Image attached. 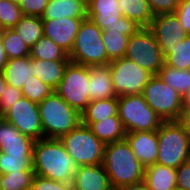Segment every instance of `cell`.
<instances>
[{"mask_svg": "<svg viewBox=\"0 0 190 190\" xmlns=\"http://www.w3.org/2000/svg\"><path fill=\"white\" fill-rule=\"evenodd\" d=\"M32 159L35 175L72 184L77 166L60 139L35 141Z\"/></svg>", "mask_w": 190, "mask_h": 190, "instance_id": "obj_1", "label": "cell"}, {"mask_svg": "<svg viewBox=\"0 0 190 190\" xmlns=\"http://www.w3.org/2000/svg\"><path fill=\"white\" fill-rule=\"evenodd\" d=\"M102 164L115 190L144 181L146 167L134 156L126 139L105 144Z\"/></svg>", "mask_w": 190, "mask_h": 190, "instance_id": "obj_2", "label": "cell"}, {"mask_svg": "<svg viewBox=\"0 0 190 190\" xmlns=\"http://www.w3.org/2000/svg\"><path fill=\"white\" fill-rule=\"evenodd\" d=\"M38 108L44 138L60 139L82 122L81 114L56 92L39 103Z\"/></svg>", "mask_w": 190, "mask_h": 190, "instance_id": "obj_3", "label": "cell"}, {"mask_svg": "<svg viewBox=\"0 0 190 190\" xmlns=\"http://www.w3.org/2000/svg\"><path fill=\"white\" fill-rule=\"evenodd\" d=\"M157 133V164L177 169L190 159V139L179 121H163Z\"/></svg>", "mask_w": 190, "mask_h": 190, "instance_id": "obj_4", "label": "cell"}, {"mask_svg": "<svg viewBox=\"0 0 190 190\" xmlns=\"http://www.w3.org/2000/svg\"><path fill=\"white\" fill-rule=\"evenodd\" d=\"M102 29L91 19L85 18L80 24L69 59L71 62L92 66L108 64Z\"/></svg>", "mask_w": 190, "mask_h": 190, "instance_id": "obj_5", "label": "cell"}, {"mask_svg": "<svg viewBox=\"0 0 190 190\" xmlns=\"http://www.w3.org/2000/svg\"><path fill=\"white\" fill-rule=\"evenodd\" d=\"M60 141L77 167L103 163L105 144L82 122Z\"/></svg>", "mask_w": 190, "mask_h": 190, "instance_id": "obj_6", "label": "cell"}, {"mask_svg": "<svg viewBox=\"0 0 190 190\" xmlns=\"http://www.w3.org/2000/svg\"><path fill=\"white\" fill-rule=\"evenodd\" d=\"M118 116L126 133L156 131L163 122L148 106L142 94L118 96Z\"/></svg>", "mask_w": 190, "mask_h": 190, "instance_id": "obj_7", "label": "cell"}, {"mask_svg": "<svg viewBox=\"0 0 190 190\" xmlns=\"http://www.w3.org/2000/svg\"><path fill=\"white\" fill-rule=\"evenodd\" d=\"M142 95L148 106L162 121H179L183 112L182 96L167 85L159 75L150 78Z\"/></svg>", "mask_w": 190, "mask_h": 190, "instance_id": "obj_8", "label": "cell"}, {"mask_svg": "<svg viewBox=\"0 0 190 190\" xmlns=\"http://www.w3.org/2000/svg\"><path fill=\"white\" fill-rule=\"evenodd\" d=\"M125 58L135 62L153 75H158L164 65L162 51L149 27L140 28L129 37Z\"/></svg>", "mask_w": 190, "mask_h": 190, "instance_id": "obj_9", "label": "cell"}, {"mask_svg": "<svg viewBox=\"0 0 190 190\" xmlns=\"http://www.w3.org/2000/svg\"><path fill=\"white\" fill-rule=\"evenodd\" d=\"M89 66L70 62L56 92L66 103L82 114L90 103Z\"/></svg>", "mask_w": 190, "mask_h": 190, "instance_id": "obj_10", "label": "cell"}, {"mask_svg": "<svg viewBox=\"0 0 190 190\" xmlns=\"http://www.w3.org/2000/svg\"><path fill=\"white\" fill-rule=\"evenodd\" d=\"M108 65L112 76L113 90L117 97L142 94L153 76L148 70L125 57L110 61Z\"/></svg>", "mask_w": 190, "mask_h": 190, "instance_id": "obj_11", "label": "cell"}, {"mask_svg": "<svg viewBox=\"0 0 190 190\" xmlns=\"http://www.w3.org/2000/svg\"><path fill=\"white\" fill-rule=\"evenodd\" d=\"M2 118L35 141L44 138L38 104L25 97L13 104Z\"/></svg>", "mask_w": 190, "mask_h": 190, "instance_id": "obj_12", "label": "cell"}, {"mask_svg": "<svg viewBox=\"0 0 190 190\" xmlns=\"http://www.w3.org/2000/svg\"><path fill=\"white\" fill-rule=\"evenodd\" d=\"M149 28L154 33L164 58L188 36L176 13L155 15Z\"/></svg>", "mask_w": 190, "mask_h": 190, "instance_id": "obj_13", "label": "cell"}, {"mask_svg": "<svg viewBox=\"0 0 190 190\" xmlns=\"http://www.w3.org/2000/svg\"><path fill=\"white\" fill-rule=\"evenodd\" d=\"M83 19L85 18L42 19L44 36L69 55Z\"/></svg>", "mask_w": 190, "mask_h": 190, "instance_id": "obj_14", "label": "cell"}, {"mask_svg": "<svg viewBox=\"0 0 190 190\" xmlns=\"http://www.w3.org/2000/svg\"><path fill=\"white\" fill-rule=\"evenodd\" d=\"M134 156L145 166L156 164L158 156V133L156 131H136L126 133Z\"/></svg>", "mask_w": 190, "mask_h": 190, "instance_id": "obj_15", "label": "cell"}, {"mask_svg": "<svg viewBox=\"0 0 190 190\" xmlns=\"http://www.w3.org/2000/svg\"><path fill=\"white\" fill-rule=\"evenodd\" d=\"M72 190H112L103 164L78 166L71 184Z\"/></svg>", "mask_w": 190, "mask_h": 190, "instance_id": "obj_16", "label": "cell"}, {"mask_svg": "<svg viewBox=\"0 0 190 190\" xmlns=\"http://www.w3.org/2000/svg\"><path fill=\"white\" fill-rule=\"evenodd\" d=\"M35 140L22 134L0 117V151L3 153H33Z\"/></svg>", "mask_w": 190, "mask_h": 190, "instance_id": "obj_17", "label": "cell"}, {"mask_svg": "<svg viewBox=\"0 0 190 190\" xmlns=\"http://www.w3.org/2000/svg\"><path fill=\"white\" fill-rule=\"evenodd\" d=\"M89 91L90 101L117 97L113 90L112 76L108 64L92 65L89 67Z\"/></svg>", "mask_w": 190, "mask_h": 190, "instance_id": "obj_18", "label": "cell"}, {"mask_svg": "<svg viewBox=\"0 0 190 190\" xmlns=\"http://www.w3.org/2000/svg\"><path fill=\"white\" fill-rule=\"evenodd\" d=\"M118 7V0H92L87 4V18L103 30L105 26L117 24L123 16Z\"/></svg>", "mask_w": 190, "mask_h": 190, "instance_id": "obj_19", "label": "cell"}, {"mask_svg": "<svg viewBox=\"0 0 190 190\" xmlns=\"http://www.w3.org/2000/svg\"><path fill=\"white\" fill-rule=\"evenodd\" d=\"M63 17L87 18V5L82 0H49L41 19Z\"/></svg>", "mask_w": 190, "mask_h": 190, "instance_id": "obj_20", "label": "cell"}, {"mask_svg": "<svg viewBox=\"0 0 190 190\" xmlns=\"http://www.w3.org/2000/svg\"><path fill=\"white\" fill-rule=\"evenodd\" d=\"M104 144L125 139L126 131L119 116H111L103 121L82 122Z\"/></svg>", "mask_w": 190, "mask_h": 190, "instance_id": "obj_21", "label": "cell"}, {"mask_svg": "<svg viewBox=\"0 0 190 190\" xmlns=\"http://www.w3.org/2000/svg\"><path fill=\"white\" fill-rule=\"evenodd\" d=\"M33 71L32 58L27 56L8 60L3 73L7 85L22 89L34 76Z\"/></svg>", "mask_w": 190, "mask_h": 190, "instance_id": "obj_22", "label": "cell"}, {"mask_svg": "<svg viewBox=\"0 0 190 190\" xmlns=\"http://www.w3.org/2000/svg\"><path fill=\"white\" fill-rule=\"evenodd\" d=\"M176 169L159 164L145 169L144 182L148 190H171L177 187Z\"/></svg>", "mask_w": 190, "mask_h": 190, "instance_id": "obj_23", "label": "cell"}, {"mask_svg": "<svg viewBox=\"0 0 190 190\" xmlns=\"http://www.w3.org/2000/svg\"><path fill=\"white\" fill-rule=\"evenodd\" d=\"M70 62L71 61H44L32 58L34 76L55 91Z\"/></svg>", "mask_w": 190, "mask_h": 190, "instance_id": "obj_24", "label": "cell"}, {"mask_svg": "<svg viewBox=\"0 0 190 190\" xmlns=\"http://www.w3.org/2000/svg\"><path fill=\"white\" fill-rule=\"evenodd\" d=\"M118 5L122 15L141 28L151 26L154 15L146 0H118Z\"/></svg>", "mask_w": 190, "mask_h": 190, "instance_id": "obj_25", "label": "cell"}, {"mask_svg": "<svg viewBox=\"0 0 190 190\" xmlns=\"http://www.w3.org/2000/svg\"><path fill=\"white\" fill-rule=\"evenodd\" d=\"M111 116H118L117 97L90 101L81 114L82 122L103 121Z\"/></svg>", "mask_w": 190, "mask_h": 190, "instance_id": "obj_26", "label": "cell"}, {"mask_svg": "<svg viewBox=\"0 0 190 190\" xmlns=\"http://www.w3.org/2000/svg\"><path fill=\"white\" fill-rule=\"evenodd\" d=\"M13 29L29 48L44 35L42 19L38 16L24 15Z\"/></svg>", "mask_w": 190, "mask_h": 190, "instance_id": "obj_27", "label": "cell"}, {"mask_svg": "<svg viewBox=\"0 0 190 190\" xmlns=\"http://www.w3.org/2000/svg\"><path fill=\"white\" fill-rule=\"evenodd\" d=\"M29 56L44 61H70L68 54L44 35L30 48Z\"/></svg>", "mask_w": 190, "mask_h": 190, "instance_id": "obj_28", "label": "cell"}, {"mask_svg": "<svg viewBox=\"0 0 190 190\" xmlns=\"http://www.w3.org/2000/svg\"><path fill=\"white\" fill-rule=\"evenodd\" d=\"M158 75L181 96L190 88V69L180 70L164 64Z\"/></svg>", "mask_w": 190, "mask_h": 190, "instance_id": "obj_29", "label": "cell"}, {"mask_svg": "<svg viewBox=\"0 0 190 190\" xmlns=\"http://www.w3.org/2000/svg\"><path fill=\"white\" fill-rule=\"evenodd\" d=\"M33 153H3L0 151V172L2 174L33 170Z\"/></svg>", "mask_w": 190, "mask_h": 190, "instance_id": "obj_30", "label": "cell"}, {"mask_svg": "<svg viewBox=\"0 0 190 190\" xmlns=\"http://www.w3.org/2000/svg\"><path fill=\"white\" fill-rule=\"evenodd\" d=\"M129 37L122 34V32L102 31V40L106 48L108 64L110 61L125 57Z\"/></svg>", "mask_w": 190, "mask_h": 190, "instance_id": "obj_31", "label": "cell"}, {"mask_svg": "<svg viewBox=\"0 0 190 190\" xmlns=\"http://www.w3.org/2000/svg\"><path fill=\"white\" fill-rule=\"evenodd\" d=\"M0 38L8 60L30 55V48L21 40L15 29L2 30Z\"/></svg>", "mask_w": 190, "mask_h": 190, "instance_id": "obj_32", "label": "cell"}, {"mask_svg": "<svg viewBox=\"0 0 190 190\" xmlns=\"http://www.w3.org/2000/svg\"><path fill=\"white\" fill-rule=\"evenodd\" d=\"M164 64L180 70L190 69V35L172 48V53L164 58Z\"/></svg>", "mask_w": 190, "mask_h": 190, "instance_id": "obj_33", "label": "cell"}, {"mask_svg": "<svg viewBox=\"0 0 190 190\" xmlns=\"http://www.w3.org/2000/svg\"><path fill=\"white\" fill-rule=\"evenodd\" d=\"M34 176V170L5 173L2 176L1 188L2 190H29Z\"/></svg>", "mask_w": 190, "mask_h": 190, "instance_id": "obj_34", "label": "cell"}, {"mask_svg": "<svg viewBox=\"0 0 190 190\" xmlns=\"http://www.w3.org/2000/svg\"><path fill=\"white\" fill-rule=\"evenodd\" d=\"M23 16L18 2L13 0L0 1V27L2 30L13 28Z\"/></svg>", "mask_w": 190, "mask_h": 190, "instance_id": "obj_35", "label": "cell"}, {"mask_svg": "<svg viewBox=\"0 0 190 190\" xmlns=\"http://www.w3.org/2000/svg\"><path fill=\"white\" fill-rule=\"evenodd\" d=\"M23 97L37 104L41 103L47 96L51 95L54 90L47 84H44L36 76H32L27 84L21 89Z\"/></svg>", "mask_w": 190, "mask_h": 190, "instance_id": "obj_36", "label": "cell"}, {"mask_svg": "<svg viewBox=\"0 0 190 190\" xmlns=\"http://www.w3.org/2000/svg\"><path fill=\"white\" fill-rule=\"evenodd\" d=\"M23 97L21 89L6 85L4 92L0 98V117H2L13 104Z\"/></svg>", "mask_w": 190, "mask_h": 190, "instance_id": "obj_37", "label": "cell"}, {"mask_svg": "<svg viewBox=\"0 0 190 190\" xmlns=\"http://www.w3.org/2000/svg\"><path fill=\"white\" fill-rule=\"evenodd\" d=\"M29 190H72L71 184L35 175Z\"/></svg>", "mask_w": 190, "mask_h": 190, "instance_id": "obj_38", "label": "cell"}, {"mask_svg": "<svg viewBox=\"0 0 190 190\" xmlns=\"http://www.w3.org/2000/svg\"><path fill=\"white\" fill-rule=\"evenodd\" d=\"M49 0H20L23 15L42 17Z\"/></svg>", "mask_w": 190, "mask_h": 190, "instance_id": "obj_39", "label": "cell"}, {"mask_svg": "<svg viewBox=\"0 0 190 190\" xmlns=\"http://www.w3.org/2000/svg\"><path fill=\"white\" fill-rule=\"evenodd\" d=\"M141 27L134 21L122 16L117 24L105 26L103 31L106 32H122L124 35L131 36L135 34Z\"/></svg>", "mask_w": 190, "mask_h": 190, "instance_id": "obj_40", "label": "cell"}, {"mask_svg": "<svg viewBox=\"0 0 190 190\" xmlns=\"http://www.w3.org/2000/svg\"><path fill=\"white\" fill-rule=\"evenodd\" d=\"M152 14L175 13L180 0H146Z\"/></svg>", "mask_w": 190, "mask_h": 190, "instance_id": "obj_41", "label": "cell"}, {"mask_svg": "<svg viewBox=\"0 0 190 190\" xmlns=\"http://www.w3.org/2000/svg\"><path fill=\"white\" fill-rule=\"evenodd\" d=\"M176 178L178 188L190 190V159L176 169Z\"/></svg>", "mask_w": 190, "mask_h": 190, "instance_id": "obj_42", "label": "cell"}, {"mask_svg": "<svg viewBox=\"0 0 190 190\" xmlns=\"http://www.w3.org/2000/svg\"><path fill=\"white\" fill-rule=\"evenodd\" d=\"M175 13L186 33L190 35V0H180Z\"/></svg>", "mask_w": 190, "mask_h": 190, "instance_id": "obj_43", "label": "cell"}, {"mask_svg": "<svg viewBox=\"0 0 190 190\" xmlns=\"http://www.w3.org/2000/svg\"><path fill=\"white\" fill-rule=\"evenodd\" d=\"M179 122L183 125L190 139V112H182Z\"/></svg>", "mask_w": 190, "mask_h": 190, "instance_id": "obj_44", "label": "cell"}, {"mask_svg": "<svg viewBox=\"0 0 190 190\" xmlns=\"http://www.w3.org/2000/svg\"><path fill=\"white\" fill-rule=\"evenodd\" d=\"M116 190H148L145 182L141 181L138 183H134V184H129V185H125L122 187L117 188Z\"/></svg>", "mask_w": 190, "mask_h": 190, "instance_id": "obj_45", "label": "cell"}, {"mask_svg": "<svg viewBox=\"0 0 190 190\" xmlns=\"http://www.w3.org/2000/svg\"><path fill=\"white\" fill-rule=\"evenodd\" d=\"M8 62V57L3 47V43L0 38V72L4 71V68Z\"/></svg>", "mask_w": 190, "mask_h": 190, "instance_id": "obj_46", "label": "cell"}, {"mask_svg": "<svg viewBox=\"0 0 190 190\" xmlns=\"http://www.w3.org/2000/svg\"><path fill=\"white\" fill-rule=\"evenodd\" d=\"M183 112H190V88L182 96Z\"/></svg>", "mask_w": 190, "mask_h": 190, "instance_id": "obj_47", "label": "cell"}, {"mask_svg": "<svg viewBox=\"0 0 190 190\" xmlns=\"http://www.w3.org/2000/svg\"><path fill=\"white\" fill-rule=\"evenodd\" d=\"M7 83L5 81V76L3 72H0V98L4 92V89L6 87Z\"/></svg>", "mask_w": 190, "mask_h": 190, "instance_id": "obj_48", "label": "cell"}, {"mask_svg": "<svg viewBox=\"0 0 190 190\" xmlns=\"http://www.w3.org/2000/svg\"><path fill=\"white\" fill-rule=\"evenodd\" d=\"M86 5L89 4L92 0H82Z\"/></svg>", "mask_w": 190, "mask_h": 190, "instance_id": "obj_49", "label": "cell"}, {"mask_svg": "<svg viewBox=\"0 0 190 190\" xmlns=\"http://www.w3.org/2000/svg\"><path fill=\"white\" fill-rule=\"evenodd\" d=\"M2 176H3V174L0 172V190H2V188H1V180H2Z\"/></svg>", "mask_w": 190, "mask_h": 190, "instance_id": "obj_50", "label": "cell"}, {"mask_svg": "<svg viewBox=\"0 0 190 190\" xmlns=\"http://www.w3.org/2000/svg\"><path fill=\"white\" fill-rule=\"evenodd\" d=\"M171 190H183V189L175 187L174 189H171Z\"/></svg>", "mask_w": 190, "mask_h": 190, "instance_id": "obj_51", "label": "cell"}]
</instances>
